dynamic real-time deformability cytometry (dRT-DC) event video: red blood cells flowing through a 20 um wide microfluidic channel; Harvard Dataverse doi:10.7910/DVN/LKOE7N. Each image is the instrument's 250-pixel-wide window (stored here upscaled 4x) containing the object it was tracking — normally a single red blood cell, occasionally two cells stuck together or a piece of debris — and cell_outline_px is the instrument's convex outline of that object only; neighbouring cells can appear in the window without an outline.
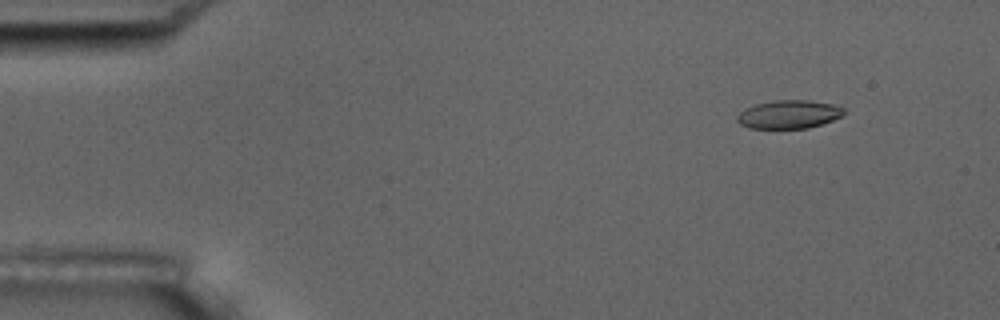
{"species": "common noctule bat (a hibernating species)", "species_latin": "Nyctalus noctula", "temperature_condition": "room temperature", "stored_images_in_passage": 6, "camera_frame_rate_fps": 3000, "um_per_image_px": 0.085, "animal": {"sex": "male", "body_mass_g": 17.5, "forearm_length_mm": 52.3}, "frame": {"image": 1, "passage_image": 2, "time_ms": 1.333, "image_size_px": [1000, 320], "cell_outline_px": [[844, 116], [808, 128], [748, 128], [740, 124], [736, 120], [736, 116], [744, 108], [756, 104], [776, 100], [808, 100], [832, 104], [844, 108]], "centroid_in_image_um": [67.03, 9.72], "position_along_channel_um": 18.0, "area_um2": 17.63}}
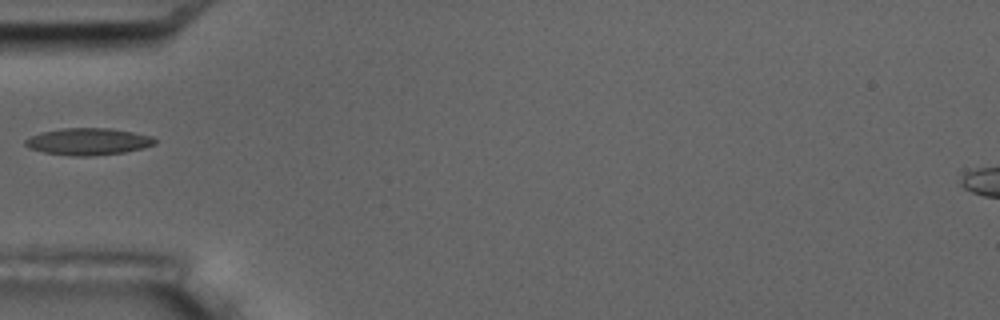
{"frame": {"image": 2, "passage_image": 5, "time_ms": 5.667, "image_size_px": [1000, 320], "cell_outline_px": [[156, 144], [144, 148], [124, 152], [88, 156], [76, 156], [44, 152], [28, 148], [24, 144], [24, 140], [28, 136], [40, 132], [60, 128], [112, 128], [152, 136], [156, 140]], "centroid_in_image_um": [7.47, 12.02], "position_along_channel_um": 77.5, "area_um2": 20.46}}